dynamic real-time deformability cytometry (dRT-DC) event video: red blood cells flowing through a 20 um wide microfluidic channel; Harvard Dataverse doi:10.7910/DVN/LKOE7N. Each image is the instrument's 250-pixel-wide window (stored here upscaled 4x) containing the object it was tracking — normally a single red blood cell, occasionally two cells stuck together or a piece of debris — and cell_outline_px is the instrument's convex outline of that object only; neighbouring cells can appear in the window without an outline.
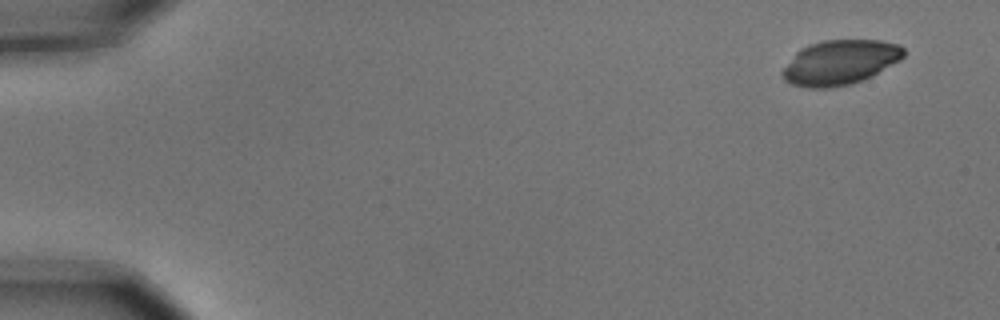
{"species": "common noctule bat (a hibernating species)", "species_latin": "Nyctalus noctula", "temperature_condition": "cold", "stored_images_in_passage": 4, "camera_frame_rate_fps": 3000, "um_per_image_px": 0.085, "animal": {"sex": "male", "body_mass_g": 15.6}, "frame": {"image": 1, "passage_image": 1, "time_ms": 0.0, "image_size_px": [1000, 320], "cell_outline_px": [[904, 56], [900, 60], [872, 76], [852, 84], [832, 88], [808, 88], [792, 84], [784, 80], [780, 76], [780, 72], [796, 52], [800, 48], [808, 44], [824, 40], [880, 40], [900, 44], [904, 48]], "centroid_in_image_um": [71.39, 5.31], "position_along_channel_um": 13.6, "area_um2": 31.91}}